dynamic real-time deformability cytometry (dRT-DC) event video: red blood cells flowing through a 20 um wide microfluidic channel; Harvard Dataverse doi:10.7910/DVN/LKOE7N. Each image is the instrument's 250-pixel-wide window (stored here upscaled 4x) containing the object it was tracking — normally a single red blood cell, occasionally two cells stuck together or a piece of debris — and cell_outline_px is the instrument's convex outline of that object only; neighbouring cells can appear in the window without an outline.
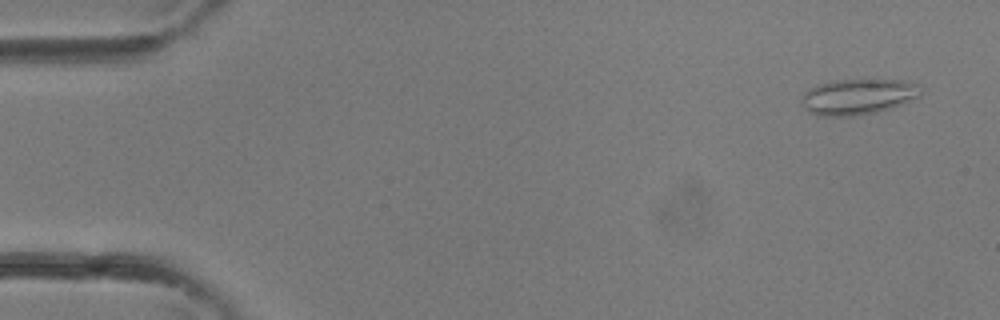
{"species": "common noctule bat (a hibernating species)", "species_latin": "Nyctalus noctula", "temperature_condition": "room temperature", "stored_images_in_passage": 11, "camera_frame_rate_fps": 3000, "um_per_image_px": 0.085, "animal": {"sex": "female"}, "frame": {"image": 1, "passage_image": 2, "time_ms": 0.333, "image_size_px": [1000, 320], "cell_outline_px": [[924, 88], [920, 96], [900, 104], [876, 112], [852, 116], [816, 116], [808, 112], [804, 108], [804, 92], [808, 88], [816, 84], [836, 80], [908, 80], [920, 84]], "centroid_in_image_um": [72.96, 8.2], "position_along_channel_um": 12.0, "area_um2": 24.91}}